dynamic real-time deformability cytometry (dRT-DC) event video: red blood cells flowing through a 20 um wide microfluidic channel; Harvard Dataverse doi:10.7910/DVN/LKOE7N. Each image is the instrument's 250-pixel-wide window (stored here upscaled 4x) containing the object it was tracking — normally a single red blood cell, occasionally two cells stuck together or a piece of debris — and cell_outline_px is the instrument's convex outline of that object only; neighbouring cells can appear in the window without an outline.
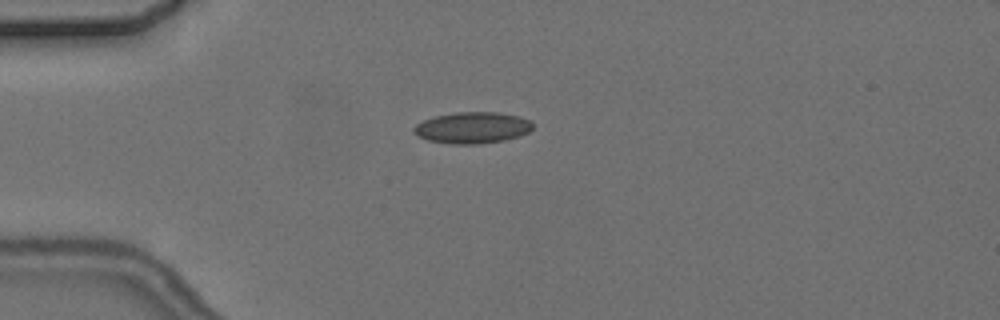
{"species": "common noctule bat (a hibernating species)", "species_latin": "Nyctalus noctula", "temperature_condition": "cold", "stored_images_in_passage": 6, "camera_frame_rate_fps": 3000, "um_per_image_px": 0.085, "animal": {"sex": "female", "body_mass_g": 24.6, "forearm_length_mm": 56.2}, "frame": {"image": 1, "passage_image": 4, "time_ms": 4.333, "image_size_px": [1000, 320], "cell_outline_px": [[532, 128], [528, 132], [520, 136], [504, 140], [476, 144], [448, 144], [428, 140], [416, 136], [412, 132], [412, 128], [416, 124], [424, 120], [436, 116], [456, 112], [496, 112], [520, 116], [528, 120], [532, 124]], "centroid_in_image_um": [40.11, 10.86], "position_along_channel_um": 44.9, "area_um2": 21.79}}
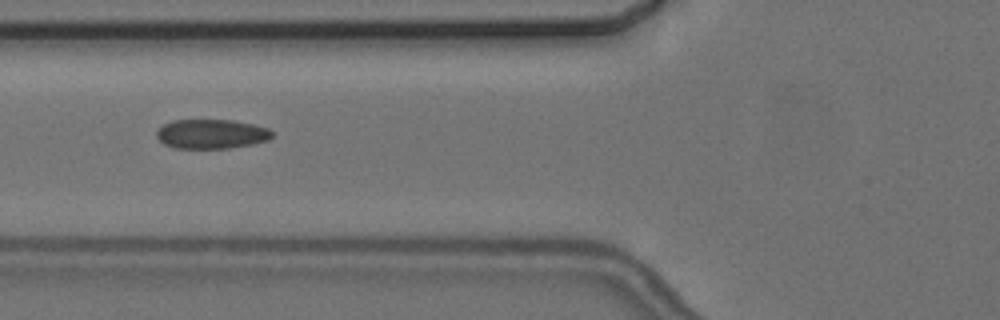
{"frame": {"image": 2, "passage_image": 6, "time_ms": 6.667, "image_size_px": [1000, 320], "cell_outline_px": [[276, 132], [268, 140], [252, 144], [228, 148], [172, 148], [164, 144], [156, 136], [156, 132], [164, 124], [172, 120], [232, 120], [252, 124], [268, 128]], "centroid_in_image_um": [17.98, 11.39], "position_along_channel_um": 107.8, "area_um2": 19.83}}